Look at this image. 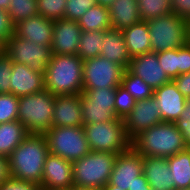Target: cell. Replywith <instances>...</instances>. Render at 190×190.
I'll list each match as a JSON object with an SVG mask.
<instances>
[{
	"label": "cell",
	"instance_id": "603a6c76",
	"mask_svg": "<svg viewBox=\"0 0 190 190\" xmlns=\"http://www.w3.org/2000/svg\"><path fill=\"white\" fill-rule=\"evenodd\" d=\"M158 60L169 79L174 80L178 75L190 72V44L158 52Z\"/></svg>",
	"mask_w": 190,
	"mask_h": 190
},
{
	"label": "cell",
	"instance_id": "cb8c5ba5",
	"mask_svg": "<svg viewBox=\"0 0 190 190\" xmlns=\"http://www.w3.org/2000/svg\"><path fill=\"white\" fill-rule=\"evenodd\" d=\"M108 10L112 29L122 31L141 21L138 0H115Z\"/></svg>",
	"mask_w": 190,
	"mask_h": 190
},
{
	"label": "cell",
	"instance_id": "30bf717a",
	"mask_svg": "<svg viewBox=\"0 0 190 190\" xmlns=\"http://www.w3.org/2000/svg\"><path fill=\"white\" fill-rule=\"evenodd\" d=\"M125 69L101 56L83 62V91L117 88L121 85Z\"/></svg>",
	"mask_w": 190,
	"mask_h": 190
},
{
	"label": "cell",
	"instance_id": "b9f144b4",
	"mask_svg": "<svg viewBox=\"0 0 190 190\" xmlns=\"http://www.w3.org/2000/svg\"><path fill=\"white\" fill-rule=\"evenodd\" d=\"M10 178L8 157L0 155V185Z\"/></svg>",
	"mask_w": 190,
	"mask_h": 190
},
{
	"label": "cell",
	"instance_id": "484cf974",
	"mask_svg": "<svg viewBox=\"0 0 190 190\" xmlns=\"http://www.w3.org/2000/svg\"><path fill=\"white\" fill-rule=\"evenodd\" d=\"M174 190L190 188V148L167 157Z\"/></svg>",
	"mask_w": 190,
	"mask_h": 190
},
{
	"label": "cell",
	"instance_id": "bcb514c9",
	"mask_svg": "<svg viewBox=\"0 0 190 190\" xmlns=\"http://www.w3.org/2000/svg\"><path fill=\"white\" fill-rule=\"evenodd\" d=\"M115 0H96V3L108 8Z\"/></svg>",
	"mask_w": 190,
	"mask_h": 190
},
{
	"label": "cell",
	"instance_id": "83f0119b",
	"mask_svg": "<svg viewBox=\"0 0 190 190\" xmlns=\"http://www.w3.org/2000/svg\"><path fill=\"white\" fill-rule=\"evenodd\" d=\"M77 22L82 31L111 29L109 10L99 4L89 8Z\"/></svg>",
	"mask_w": 190,
	"mask_h": 190
},
{
	"label": "cell",
	"instance_id": "d6986e66",
	"mask_svg": "<svg viewBox=\"0 0 190 190\" xmlns=\"http://www.w3.org/2000/svg\"><path fill=\"white\" fill-rule=\"evenodd\" d=\"M83 126L81 96L56 95L52 127Z\"/></svg>",
	"mask_w": 190,
	"mask_h": 190
},
{
	"label": "cell",
	"instance_id": "7402d4cb",
	"mask_svg": "<svg viewBox=\"0 0 190 190\" xmlns=\"http://www.w3.org/2000/svg\"><path fill=\"white\" fill-rule=\"evenodd\" d=\"M103 40L99 56L121 65L126 70L131 57L128 53L122 31L112 28L106 30L103 34Z\"/></svg>",
	"mask_w": 190,
	"mask_h": 190
},
{
	"label": "cell",
	"instance_id": "f35d334b",
	"mask_svg": "<svg viewBox=\"0 0 190 190\" xmlns=\"http://www.w3.org/2000/svg\"><path fill=\"white\" fill-rule=\"evenodd\" d=\"M0 190H41L40 186L31 182L10 178L0 185Z\"/></svg>",
	"mask_w": 190,
	"mask_h": 190
},
{
	"label": "cell",
	"instance_id": "e0dca14e",
	"mask_svg": "<svg viewBox=\"0 0 190 190\" xmlns=\"http://www.w3.org/2000/svg\"><path fill=\"white\" fill-rule=\"evenodd\" d=\"M10 94L17 97L31 95L45 89L44 74L27 65L12 62Z\"/></svg>",
	"mask_w": 190,
	"mask_h": 190
},
{
	"label": "cell",
	"instance_id": "d590c367",
	"mask_svg": "<svg viewBox=\"0 0 190 190\" xmlns=\"http://www.w3.org/2000/svg\"><path fill=\"white\" fill-rule=\"evenodd\" d=\"M96 4V0H67L64 19L77 21L89 8Z\"/></svg>",
	"mask_w": 190,
	"mask_h": 190
},
{
	"label": "cell",
	"instance_id": "f5cc1de1",
	"mask_svg": "<svg viewBox=\"0 0 190 190\" xmlns=\"http://www.w3.org/2000/svg\"><path fill=\"white\" fill-rule=\"evenodd\" d=\"M179 190H190V188H184V189H179Z\"/></svg>",
	"mask_w": 190,
	"mask_h": 190
},
{
	"label": "cell",
	"instance_id": "f546056e",
	"mask_svg": "<svg viewBox=\"0 0 190 190\" xmlns=\"http://www.w3.org/2000/svg\"><path fill=\"white\" fill-rule=\"evenodd\" d=\"M121 86L126 89L136 101L151 98L154 94V90L147 83L140 77L132 74L128 69L123 73Z\"/></svg>",
	"mask_w": 190,
	"mask_h": 190
},
{
	"label": "cell",
	"instance_id": "7c38bea8",
	"mask_svg": "<svg viewBox=\"0 0 190 190\" xmlns=\"http://www.w3.org/2000/svg\"><path fill=\"white\" fill-rule=\"evenodd\" d=\"M143 174V156L132 146L117 155L109 183L123 190H133L137 177Z\"/></svg>",
	"mask_w": 190,
	"mask_h": 190
},
{
	"label": "cell",
	"instance_id": "4dcf8cb0",
	"mask_svg": "<svg viewBox=\"0 0 190 190\" xmlns=\"http://www.w3.org/2000/svg\"><path fill=\"white\" fill-rule=\"evenodd\" d=\"M138 8L143 21L172 13L171 0H138Z\"/></svg>",
	"mask_w": 190,
	"mask_h": 190
},
{
	"label": "cell",
	"instance_id": "74e56055",
	"mask_svg": "<svg viewBox=\"0 0 190 190\" xmlns=\"http://www.w3.org/2000/svg\"><path fill=\"white\" fill-rule=\"evenodd\" d=\"M14 25L10 20L8 11L0 9V39L6 43L14 34Z\"/></svg>",
	"mask_w": 190,
	"mask_h": 190
},
{
	"label": "cell",
	"instance_id": "7bdbcfd3",
	"mask_svg": "<svg viewBox=\"0 0 190 190\" xmlns=\"http://www.w3.org/2000/svg\"><path fill=\"white\" fill-rule=\"evenodd\" d=\"M175 124L177 126V129L185 137L187 143L190 144V120L178 119Z\"/></svg>",
	"mask_w": 190,
	"mask_h": 190
},
{
	"label": "cell",
	"instance_id": "ffe728a7",
	"mask_svg": "<svg viewBox=\"0 0 190 190\" xmlns=\"http://www.w3.org/2000/svg\"><path fill=\"white\" fill-rule=\"evenodd\" d=\"M54 21L37 14L22 20L14 27V33L22 39L40 45L51 46Z\"/></svg>",
	"mask_w": 190,
	"mask_h": 190
},
{
	"label": "cell",
	"instance_id": "5bb4252c",
	"mask_svg": "<svg viewBox=\"0 0 190 190\" xmlns=\"http://www.w3.org/2000/svg\"><path fill=\"white\" fill-rule=\"evenodd\" d=\"M72 185V162L48 153L40 185L41 190H68Z\"/></svg>",
	"mask_w": 190,
	"mask_h": 190
},
{
	"label": "cell",
	"instance_id": "3957f363",
	"mask_svg": "<svg viewBox=\"0 0 190 190\" xmlns=\"http://www.w3.org/2000/svg\"><path fill=\"white\" fill-rule=\"evenodd\" d=\"M83 62L78 55L53 54L44 73L45 89L54 95L81 94Z\"/></svg>",
	"mask_w": 190,
	"mask_h": 190
},
{
	"label": "cell",
	"instance_id": "f6af8a7d",
	"mask_svg": "<svg viewBox=\"0 0 190 190\" xmlns=\"http://www.w3.org/2000/svg\"><path fill=\"white\" fill-rule=\"evenodd\" d=\"M180 119L190 120V97L186 98L183 112L180 115Z\"/></svg>",
	"mask_w": 190,
	"mask_h": 190
},
{
	"label": "cell",
	"instance_id": "7dc6e473",
	"mask_svg": "<svg viewBox=\"0 0 190 190\" xmlns=\"http://www.w3.org/2000/svg\"><path fill=\"white\" fill-rule=\"evenodd\" d=\"M68 190H102V189L92 188V187H78V186L72 185Z\"/></svg>",
	"mask_w": 190,
	"mask_h": 190
},
{
	"label": "cell",
	"instance_id": "2e32d148",
	"mask_svg": "<svg viewBox=\"0 0 190 190\" xmlns=\"http://www.w3.org/2000/svg\"><path fill=\"white\" fill-rule=\"evenodd\" d=\"M82 32L77 21L55 20L50 46L52 53L56 55H77Z\"/></svg>",
	"mask_w": 190,
	"mask_h": 190
},
{
	"label": "cell",
	"instance_id": "f907efd6",
	"mask_svg": "<svg viewBox=\"0 0 190 190\" xmlns=\"http://www.w3.org/2000/svg\"><path fill=\"white\" fill-rule=\"evenodd\" d=\"M187 43L190 44V20L187 21Z\"/></svg>",
	"mask_w": 190,
	"mask_h": 190
},
{
	"label": "cell",
	"instance_id": "5b68a950",
	"mask_svg": "<svg viewBox=\"0 0 190 190\" xmlns=\"http://www.w3.org/2000/svg\"><path fill=\"white\" fill-rule=\"evenodd\" d=\"M117 155L90 151L81 159L73 161V185L102 189L109 183Z\"/></svg>",
	"mask_w": 190,
	"mask_h": 190
},
{
	"label": "cell",
	"instance_id": "6da1fadb",
	"mask_svg": "<svg viewBox=\"0 0 190 190\" xmlns=\"http://www.w3.org/2000/svg\"><path fill=\"white\" fill-rule=\"evenodd\" d=\"M48 153L45 135L28 134L8 157L11 178L40 186Z\"/></svg>",
	"mask_w": 190,
	"mask_h": 190
},
{
	"label": "cell",
	"instance_id": "9a60e30c",
	"mask_svg": "<svg viewBox=\"0 0 190 190\" xmlns=\"http://www.w3.org/2000/svg\"><path fill=\"white\" fill-rule=\"evenodd\" d=\"M127 69L132 74L140 77L153 90L171 81L160 66L158 53L155 52L132 57Z\"/></svg>",
	"mask_w": 190,
	"mask_h": 190
},
{
	"label": "cell",
	"instance_id": "4fadbf2b",
	"mask_svg": "<svg viewBox=\"0 0 190 190\" xmlns=\"http://www.w3.org/2000/svg\"><path fill=\"white\" fill-rule=\"evenodd\" d=\"M128 138L132 141L144 130L162 122L155 98L138 100L131 113L123 120Z\"/></svg>",
	"mask_w": 190,
	"mask_h": 190
},
{
	"label": "cell",
	"instance_id": "8fae6325",
	"mask_svg": "<svg viewBox=\"0 0 190 190\" xmlns=\"http://www.w3.org/2000/svg\"><path fill=\"white\" fill-rule=\"evenodd\" d=\"M116 88L82 91L81 106L83 125L101 123L114 119Z\"/></svg>",
	"mask_w": 190,
	"mask_h": 190
},
{
	"label": "cell",
	"instance_id": "ee69618b",
	"mask_svg": "<svg viewBox=\"0 0 190 190\" xmlns=\"http://www.w3.org/2000/svg\"><path fill=\"white\" fill-rule=\"evenodd\" d=\"M133 190H152L144 174L137 177Z\"/></svg>",
	"mask_w": 190,
	"mask_h": 190
},
{
	"label": "cell",
	"instance_id": "ba28073f",
	"mask_svg": "<svg viewBox=\"0 0 190 190\" xmlns=\"http://www.w3.org/2000/svg\"><path fill=\"white\" fill-rule=\"evenodd\" d=\"M49 153L68 161H76L91 150L86 140L83 126L51 127L45 134Z\"/></svg>",
	"mask_w": 190,
	"mask_h": 190
},
{
	"label": "cell",
	"instance_id": "816d5d0a",
	"mask_svg": "<svg viewBox=\"0 0 190 190\" xmlns=\"http://www.w3.org/2000/svg\"><path fill=\"white\" fill-rule=\"evenodd\" d=\"M5 43L0 39V55L4 52Z\"/></svg>",
	"mask_w": 190,
	"mask_h": 190
},
{
	"label": "cell",
	"instance_id": "f1b7e54d",
	"mask_svg": "<svg viewBox=\"0 0 190 190\" xmlns=\"http://www.w3.org/2000/svg\"><path fill=\"white\" fill-rule=\"evenodd\" d=\"M104 31H83L80 37V44L77 55L83 61L100 55Z\"/></svg>",
	"mask_w": 190,
	"mask_h": 190
},
{
	"label": "cell",
	"instance_id": "c3c4849f",
	"mask_svg": "<svg viewBox=\"0 0 190 190\" xmlns=\"http://www.w3.org/2000/svg\"><path fill=\"white\" fill-rule=\"evenodd\" d=\"M10 0H0V9L8 11Z\"/></svg>",
	"mask_w": 190,
	"mask_h": 190
},
{
	"label": "cell",
	"instance_id": "60d3db41",
	"mask_svg": "<svg viewBox=\"0 0 190 190\" xmlns=\"http://www.w3.org/2000/svg\"><path fill=\"white\" fill-rule=\"evenodd\" d=\"M173 82L185 98L190 97V72L178 75Z\"/></svg>",
	"mask_w": 190,
	"mask_h": 190
},
{
	"label": "cell",
	"instance_id": "277c9868",
	"mask_svg": "<svg viewBox=\"0 0 190 190\" xmlns=\"http://www.w3.org/2000/svg\"><path fill=\"white\" fill-rule=\"evenodd\" d=\"M55 96L44 89L19 97L18 121L28 134L44 135L53 126Z\"/></svg>",
	"mask_w": 190,
	"mask_h": 190
},
{
	"label": "cell",
	"instance_id": "ab89813d",
	"mask_svg": "<svg viewBox=\"0 0 190 190\" xmlns=\"http://www.w3.org/2000/svg\"><path fill=\"white\" fill-rule=\"evenodd\" d=\"M171 9L178 17L190 20V0H171Z\"/></svg>",
	"mask_w": 190,
	"mask_h": 190
},
{
	"label": "cell",
	"instance_id": "44dd1931",
	"mask_svg": "<svg viewBox=\"0 0 190 190\" xmlns=\"http://www.w3.org/2000/svg\"><path fill=\"white\" fill-rule=\"evenodd\" d=\"M167 158L143 157V174L152 190H174Z\"/></svg>",
	"mask_w": 190,
	"mask_h": 190
},
{
	"label": "cell",
	"instance_id": "7a4b0ae2",
	"mask_svg": "<svg viewBox=\"0 0 190 190\" xmlns=\"http://www.w3.org/2000/svg\"><path fill=\"white\" fill-rule=\"evenodd\" d=\"M131 146L143 157H171L189 147L175 122H161L137 135Z\"/></svg>",
	"mask_w": 190,
	"mask_h": 190
},
{
	"label": "cell",
	"instance_id": "e575fe53",
	"mask_svg": "<svg viewBox=\"0 0 190 190\" xmlns=\"http://www.w3.org/2000/svg\"><path fill=\"white\" fill-rule=\"evenodd\" d=\"M19 97L0 94V124L18 120Z\"/></svg>",
	"mask_w": 190,
	"mask_h": 190
},
{
	"label": "cell",
	"instance_id": "d6a6232c",
	"mask_svg": "<svg viewBox=\"0 0 190 190\" xmlns=\"http://www.w3.org/2000/svg\"><path fill=\"white\" fill-rule=\"evenodd\" d=\"M136 100L121 85L115 90V116L124 120L133 110Z\"/></svg>",
	"mask_w": 190,
	"mask_h": 190
},
{
	"label": "cell",
	"instance_id": "4316f807",
	"mask_svg": "<svg viewBox=\"0 0 190 190\" xmlns=\"http://www.w3.org/2000/svg\"><path fill=\"white\" fill-rule=\"evenodd\" d=\"M28 135L18 120L0 124V155L9 157L13 150Z\"/></svg>",
	"mask_w": 190,
	"mask_h": 190
},
{
	"label": "cell",
	"instance_id": "681fc988",
	"mask_svg": "<svg viewBox=\"0 0 190 190\" xmlns=\"http://www.w3.org/2000/svg\"><path fill=\"white\" fill-rule=\"evenodd\" d=\"M102 190H123V189H121L120 187L111 185L110 183H107V184L102 188Z\"/></svg>",
	"mask_w": 190,
	"mask_h": 190
},
{
	"label": "cell",
	"instance_id": "d4e9b609",
	"mask_svg": "<svg viewBox=\"0 0 190 190\" xmlns=\"http://www.w3.org/2000/svg\"><path fill=\"white\" fill-rule=\"evenodd\" d=\"M125 44L130 57L151 52V40L146 21L138 23L122 30Z\"/></svg>",
	"mask_w": 190,
	"mask_h": 190
},
{
	"label": "cell",
	"instance_id": "9c48e42d",
	"mask_svg": "<svg viewBox=\"0 0 190 190\" xmlns=\"http://www.w3.org/2000/svg\"><path fill=\"white\" fill-rule=\"evenodd\" d=\"M4 52L12 62L27 65L32 70L43 74L53 56L50 46L22 39L15 33L5 43Z\"/></svg>",
	"mask_w": 190,
	"mask_h": 190
},
{
	"label": "cell",
	"instance_id": "8d00e7d4",
	"mask_svg": "<svg viewBox=\"0 0 190 190\" xmlns=\"http://www.w3.org/2000/svg\"><path fill=\"white\" fill-rule=\"evenodd\" d=\"M11 71L12 61L10 57L3 52L0 55V94H10Z\"/></svg>",
	"mask_w": 190,
	"mask_h": 190
},
{
	"label": "cell",
	"instance_id": "8992f818",
	"mask_svg": "<svg viewBox=\"0 0 190 190\" xmlns=\"http://www.w3.org/2000/svg\"><path fill=\"white\" fill-rule=\"evenodd\" d=\"M86 140L91 151L120 154L131 147L122 119L83 125Z\"/></svg>",
	"mask_w": 190,
	"mask_h": 190
},
{
	"label": "cell",
	"instance_id": "1f68e13d",
	"mask_svg": "<svg viewBox=\"0 0 190 190\" xmlns=\"http://www.w3.org/2000/svg\"><path fill=\"white\" fill-rule=\"evenodd\" d=\"M8 14L15 26L22 20L38 14L37 0H10Z\"/></svg>",
	"mask_w": 190,
	"mask_h": 190
},
{
	"label": "cell",
	"instance_id": "ac0fdd59",
	"mask_svg": "<svg viewBox=\"0 0 190 190\" xmlns=\"http://www.w3.org/2000/svg\"><path fill=\"white\" fill-rule=\"evenodd\" d=\"M153 97L160 108L162 122H176L180 119L186 98L173 80L155 89Z\"/></svg>",
	"mask_w": 190,
	"mask_h": 190
},
{
	"label": "cell",
	"instance_id": "836d02e7",
	"mask_svg": "<svg viewBox=\"0 0 190 190\" xmlns=\"http://www.w3.org/2000/svg\"><path fill=\"white\" fill-rule=\"evenodd\" d=\"M67 0H37L38 14L50 20L64 19Z\"/></svg>",
	"mask_w": 190,
	"mask_h": 190
},
{
	"label": "cell",
	"instance_id": "52a82bcc",
	"mask_svg": "<svg viewBox=\"0 0 190 190\" xmlns=\"http://www.w3.org/2000/svg\"><path fill=\"white\" fill-rule=\"evenodd\" d=\"M151 52L177 49L187 43V21L171 13L146 21Z\"/></svg>",
	"mask_w": 190,
	"mask_h": 190
}]
</instances>
